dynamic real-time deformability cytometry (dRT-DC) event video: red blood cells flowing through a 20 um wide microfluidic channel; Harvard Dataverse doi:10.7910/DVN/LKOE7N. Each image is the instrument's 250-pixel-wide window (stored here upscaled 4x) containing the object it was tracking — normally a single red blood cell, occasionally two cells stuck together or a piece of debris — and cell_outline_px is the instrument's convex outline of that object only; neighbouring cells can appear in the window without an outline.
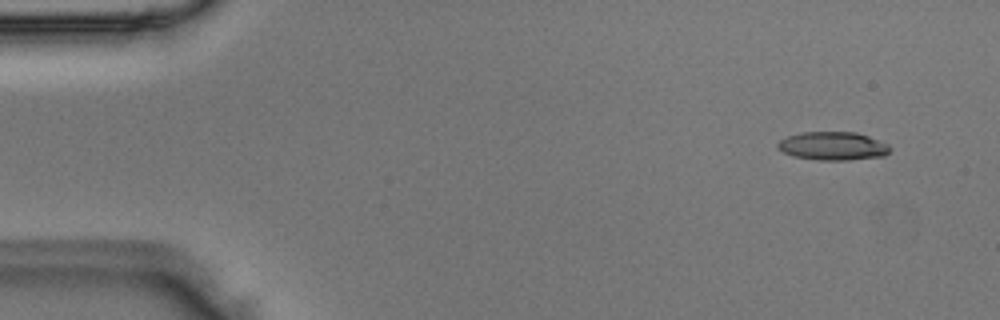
{"species": "Egyptian fruit bat (a non-hibernating species)", "species_latin": "Rousettus aegyptiacus", "temperature_condition": "room temperature", "stored_images_in_passage": 4, "segment_of_instrument_passage": [1, 2], "camera_frame_rate_fps": 3000, "um_per_image_px": 0.085, "animal": {"sex": "male"}, "frame": {"image": 1, "passage_image": 1, "time_ms": 0.0, "image_size_px": [1000, 320], "cell_outline_px": [[892, 148], [884, 156], [848, 160], [820, 160], [792, 156], [776, 148], [776, 144], [780, 140], [788, 136], [800, 132], [856, 132], [868, 136], [888, 144]], "centroid_in_image_um": [70.78, 12.41], "position_along_channel_um": 14.2, "area_um2": 18.61}}
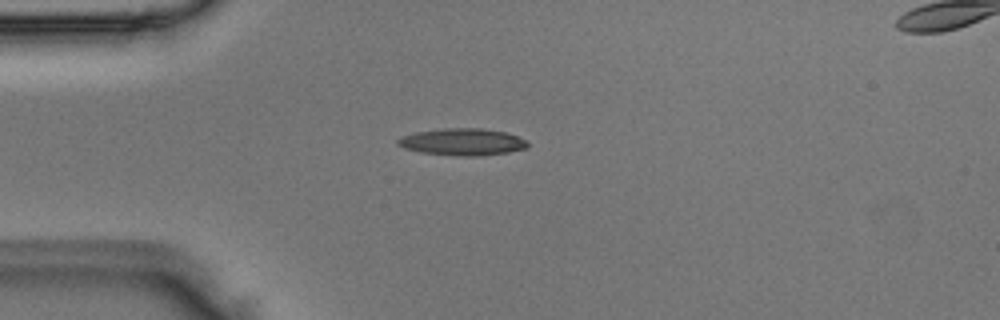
{"frame": {"image": 2, "passage_image": 3, "time_ms": 0.667, "image_size_px": [1000, 320], "cell_outline_px": [[528, 148], [508, 152], [480, 156], [460, 156], [420, 152], [404, 148], [396, 144], [396, 140], [400, 136], [416, 132], [444, 128], [480, 128], [508, 132], [528, 140]], "centroid_in_image_um": [39.33, 12.06], "position_along_channel_um": 45.7, "area_um2": 20.63}}